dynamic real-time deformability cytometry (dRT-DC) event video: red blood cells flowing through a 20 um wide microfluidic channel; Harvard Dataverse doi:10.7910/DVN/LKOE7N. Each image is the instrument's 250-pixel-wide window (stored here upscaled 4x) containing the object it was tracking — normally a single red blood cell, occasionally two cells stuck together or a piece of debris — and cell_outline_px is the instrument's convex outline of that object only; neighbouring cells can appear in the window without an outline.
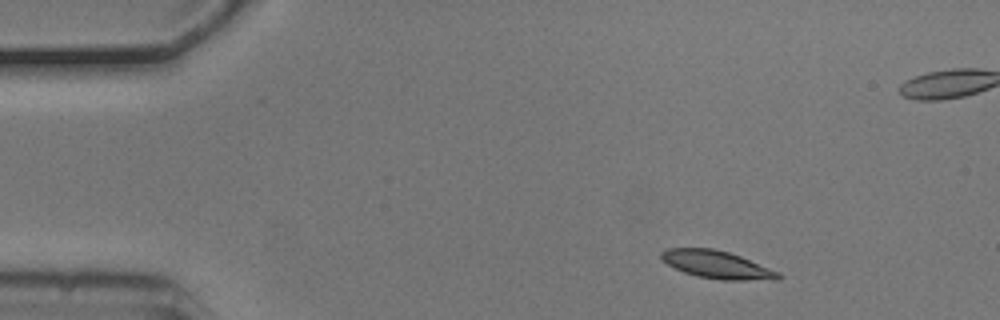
{"species": "common noctule bat (a hibernating species)", "species_latin": "Nyctalus noctula", "temperature_condition": "cold", "stored_images_in_passage": 5, "camera_frame_rate_fps": 3000, "um_per_image_px": 0.085, "animal": {"sex": "male", "body_mass_g": 20.5, "forearm_length_mm": 52.5}, "frame": {"image": 1, "passage_image": 1, "time_ms": 0.0, "image_size_px": [1000, 320], "cell_outline_px": [[784, 276], [780, 280], [720, 280], [696, 276], [684, 272], [660, 260], [660, 252], [668, 248], [712, 248], [728, 252], [740, 256], [780, 272]], "centroid_in_image_um": [60.97, 22.5], "position_along_channel_um": 24.0, "area_um2": 19.07}}
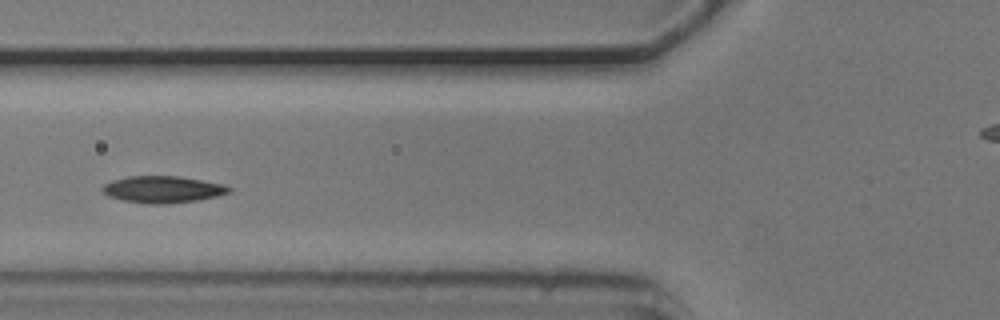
{"frame": {"image": 2, "passage_image": 5, "time_ms": 1.333, "image_size_px": [1000, 320], "cell_outline_px": [[232, 188], [228, 192], [216, 196], [196, 200], [168, 204], [148, 204], [124, 200], [108, 196], [100, 188], [104, 184], [112, 180], [128, 176], [180, 176], [220, 184]], "centroid_in_image_um": [13.77, 16.1], "position_along_channel_um": 112.0, "area_um2": 19.54}}